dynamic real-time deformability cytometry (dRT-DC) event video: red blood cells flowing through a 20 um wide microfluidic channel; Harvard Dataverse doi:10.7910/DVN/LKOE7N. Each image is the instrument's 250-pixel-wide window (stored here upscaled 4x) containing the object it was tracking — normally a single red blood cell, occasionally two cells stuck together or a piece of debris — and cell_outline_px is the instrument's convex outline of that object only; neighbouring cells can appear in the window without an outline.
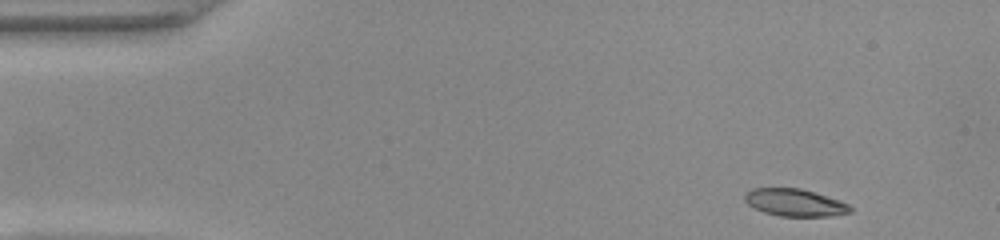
{"species": "common noctule bat (a hibernating species)", "species_latin": "Nyctalus noctula", "temperature_condition": "warm", "stored_images_in_passage": 48, "camera_frame_rate_fps": 3000, "um_per_image_px": 0.085, "animal": {"sex": "female", "body_mass_g": 22.0, "forearm_length_mm": 56.7}, "frame": {"image": 1, "passage_image": 1, "time_ms": 0.0, "image_size_px": [1000, 240], "cell_outline_px": [[852, 212], [832, 216], [780, 216], [764, 212], [752, 208], [744, 200], [744, 196], [752, 188], [800, 188], [840, 200], [848, 204], [852, 208]], "centroid_in_image_um": [67.56, 17.22], "position_along_channel_um": 17.4, "area_um2": 16.82}}
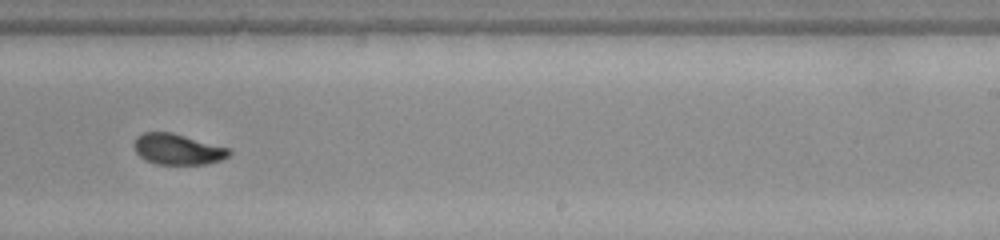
{"frame": {"image": 2, "passage_image": 28, "time_ms": 9.0, "image_size_px": [1000, 240], "cell_outline_px": [[232, 152], [228, 156], [220, 160], [208, 164], [156, 164], [144, 160], [136, 152], [132, 144], [136, 136], [144, 132], [172, 132], [228, 148]], "centroid_in_image_um": [15.05, 12.68], "position_along_channel_um": 273.9, "area_um2": 17.11}}
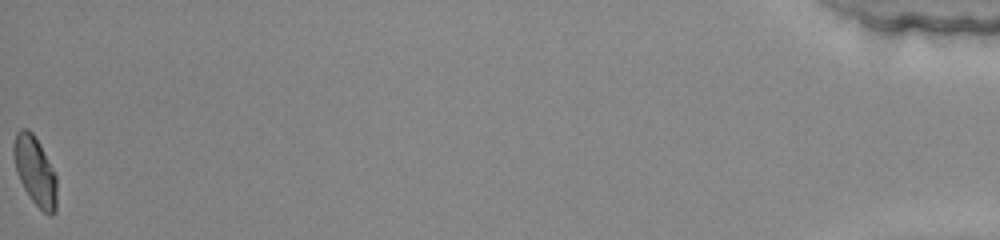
{"frame": {"image": 3, "passage_image": 48, "time_ms": 15.667, "image_size_px": [1000, 240], "cell_outline_px": [[56, 212], [52, 216], [48, 216], [32, 200], [24, 188], [16, 172], [12, 152], [12, 144], [16, 132], [20, 128], [28, 128], [36, 136], [56, 176]], "centroid_in_image_um": [2.96, 14.5], "position_along_channel_um": 432.2, "area_um2": 17.46}, "authors_computed_cell_mechanics": {"area_um2": 17.4556, "velocity_mm_per_s": 3.9343, "shape_relaxation_time_tau1_ms": 5.2425, "shape_relaxation_time_tau2_ms": 1.2459, "deformation_change_tau1": 0.167, "deformation_change_tau2": 0.0605}}